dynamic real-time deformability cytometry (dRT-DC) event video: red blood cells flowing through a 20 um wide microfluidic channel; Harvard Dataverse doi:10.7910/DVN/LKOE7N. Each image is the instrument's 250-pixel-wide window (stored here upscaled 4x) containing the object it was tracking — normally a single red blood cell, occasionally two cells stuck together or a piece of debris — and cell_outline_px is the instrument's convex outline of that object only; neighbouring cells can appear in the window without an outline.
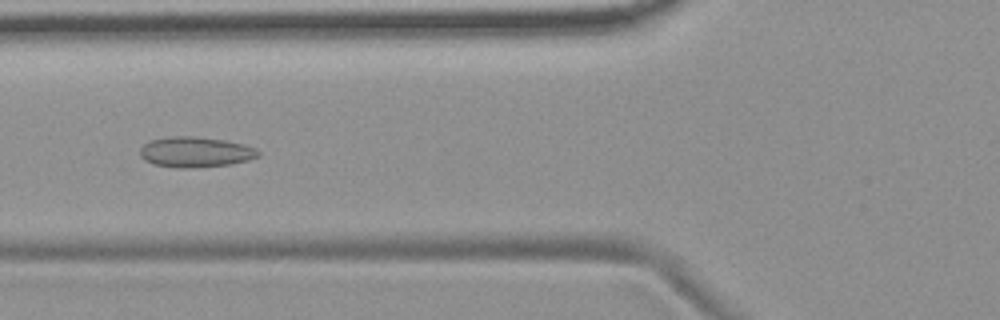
{"species": "common noctule bat (a hibernating species)", "species_latin": "Nyctalus noctula", "temperature_condition": "room temperature", "stored_images_in_passage": 6, "camera_frame_rate_fps": 3000, "um_per_image_px": 0.085, "animal": {"sex": "female", "body_mass_g": 19.9}, "frame": {"image": 1, "passage_image": 5, "time_ms": 4.667, "image_size_px": [1000, 320], "cell_outline_px": [[260, 156], [248, 160], [232, 164], [196, 168], [176, 168], [152, 164], [144, 160], [140, 156], [140, 148], [148, 140], [172, 136], [196, 136], [224, 140], [244, 144], [256, 148], [260, 152]], "centroid_in_image_um": [16.6, 12.93], "position_along_channel_um": 109.2, "area_um2": 21.33}}
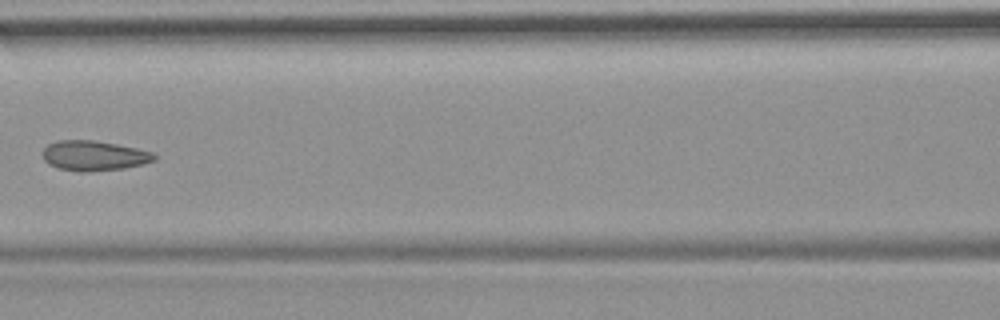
{"frame": {"image": 2, "passage_image": 6, "time_ms": 6.0, "image_size_px": [1000, 320], "cell_outline_px": [[156, 160], [144, 164], [124, 168], [88, 172], [80, 172], [56, 168], [48, 164], [44, 160], [40, 152], [48, 144], [56, 140], [92, 140], [116, 144], [136, 148], [152, 152], [156, 156]], "centroid_in_image_um": [7.94, 13.24], "position_along_channel_um": 158.7, "area_um2": 19.77}}